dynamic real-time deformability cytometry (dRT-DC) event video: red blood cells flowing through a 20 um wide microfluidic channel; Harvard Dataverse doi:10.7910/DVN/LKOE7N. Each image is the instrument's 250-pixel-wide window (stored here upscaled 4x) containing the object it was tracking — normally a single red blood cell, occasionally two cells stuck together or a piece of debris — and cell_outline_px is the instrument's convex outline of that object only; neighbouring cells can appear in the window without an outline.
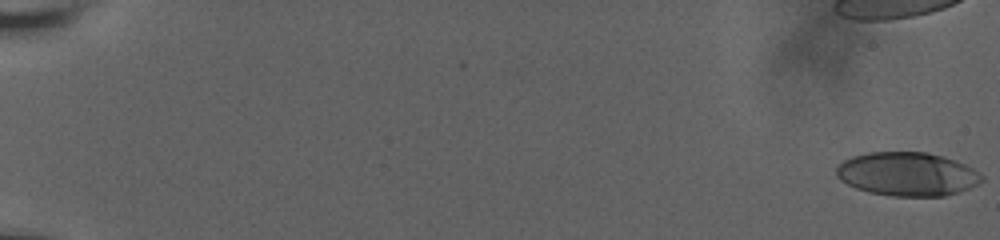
{"species": "human", "species_latin": "Homo sapiens", "temperature_condition": "room temperature", "stored_images_in_passage": 30, "camera_frame_rate_fps": 3000, "um_per_image_px": 0.085, "donor": {"sex": "male"}, "frame": {"image": 1, "passage_image": 1, "time_ms": 0.0, "image_size_px": [1000, 240], "cell_outline_px": [[984, 180], [968, 188], [944, 196], [892, 196], [868, 192], [856, 188], [840, 180], [836, 176], [836, 168], [844, 160], [852, 156], [868, 152], [928, 152], [944, 156], [964, 164], [980, 172], [984, 176]], "centroid_in_image_um": [77.11, 14.79], "position_along_channel_um": 7.9, "area_um2": 37.05}}